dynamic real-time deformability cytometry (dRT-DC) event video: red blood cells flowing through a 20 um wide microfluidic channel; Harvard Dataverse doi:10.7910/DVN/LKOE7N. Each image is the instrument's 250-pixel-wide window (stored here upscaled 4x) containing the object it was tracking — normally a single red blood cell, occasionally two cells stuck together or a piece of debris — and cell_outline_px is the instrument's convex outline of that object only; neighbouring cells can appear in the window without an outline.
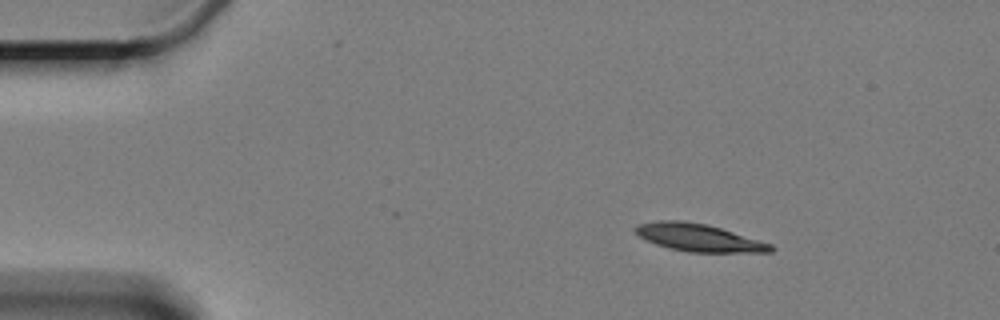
{"species": "Egyptian fruit bat (a non-hibernating species)", "species_latin": "Rousettus aegyptiacus", "temperature_condition": "cold", "stored_images_in_passage": 3, "camera_frame_rate_fps": 3000, "um_per_image_px": 0.085, "animal": {"sex": "female"}, "frame": {"image": 1, "passage_image": 1, "time_ms": 0.0, "image_size_px": [1000, 320], "cell_outline_px": [[776, 248], [772, 252], [688, 252], [668, 248], [656, 244], [640, 236], [632, 228], [636, 224], [660, 220], [680, 220], [704, 224], [720, 228], [772, 244]], "centroid_in_image_um": [59.38, 20.2], "position_along_channel_um": 25.6, "area_um2": 21.56}}